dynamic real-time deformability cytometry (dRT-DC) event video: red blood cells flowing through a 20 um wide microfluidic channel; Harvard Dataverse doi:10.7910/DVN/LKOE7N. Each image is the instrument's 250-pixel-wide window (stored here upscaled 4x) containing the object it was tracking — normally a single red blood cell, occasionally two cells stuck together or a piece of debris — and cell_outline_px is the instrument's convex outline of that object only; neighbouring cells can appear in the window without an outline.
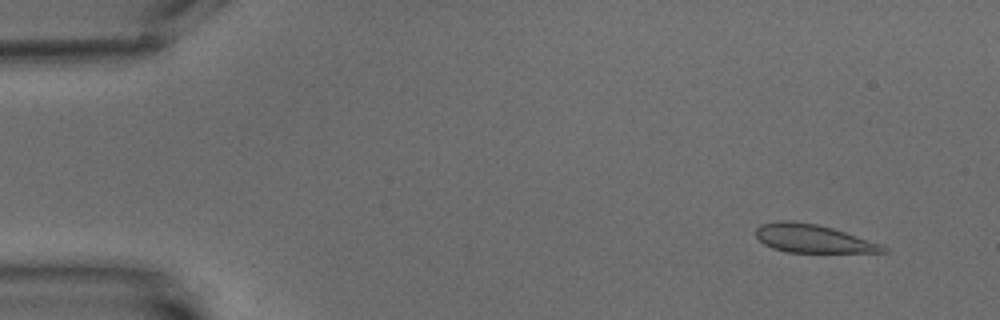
{"species": "common noctule bat (a hibernating species)", "species_latin": "Nyctalus noctula", "temperature_condition": "warm", "stored_images_in_passage": 9, "camera_frame_rate_fps": 3000, "um_per_image_px": 0.085, "animal": {"sex": "male", "body_mass_g": 15.6}, "frame": {"image": 1, "passage_image": 2, "time_ms": 1.0, "image_size_px": [1000, 320], "cell_outline_px": [[888, 252], [788, 252], [772, 248], [764, 244], [756, 236], [756, 228], [760, 224], [780, 220], [792, 220], [816, 224], [832, 228], [884, 244], [888, 248]], "centroid_in_image_um": [69.11, 20.27], "position_along_channel_um": 15.9, "area_um2": 20.98}}
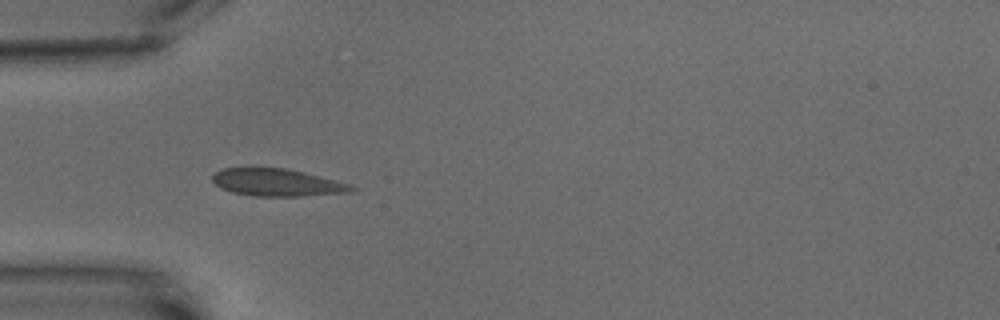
{"frame": {"image": 2, "passage_image": 6, "time_ms": 5.667, "image_size_px": [1000, 320], "cell_outline_px": [[360, 188], [352, 192], [300, 196], [252, 196], [232, 192], [220, 188], [212, 180], [212, 176], [216, 172], [224, 168], [248, 164], [284, 168], [304, 172], [352, 184]], "centroid_in_image_um": [23.52, 15.47], "position_along_channel_um": 61.5, "area_um2": 23.12}}